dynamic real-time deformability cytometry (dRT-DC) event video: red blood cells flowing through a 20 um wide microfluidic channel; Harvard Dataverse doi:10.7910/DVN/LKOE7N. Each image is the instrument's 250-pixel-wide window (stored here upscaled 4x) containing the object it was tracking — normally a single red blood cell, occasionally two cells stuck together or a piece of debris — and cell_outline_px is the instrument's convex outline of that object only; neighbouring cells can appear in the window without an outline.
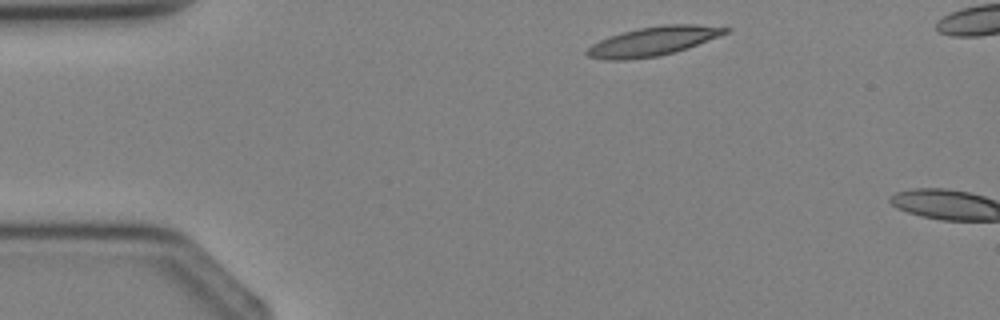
{"species": "Egyptian fruit bat (a non-hibernating species)", "species_latin": "Rousettus aegyptiacus", "temperature_condition": "cold", "stored_images_in_passage": 2, "camera_frame_rate_fps": 3000, "um_per_image_px": 0.085, "animal": {"sex": "female"}, "frame": {"image": 1, "passage_image": 1, "time_ms": 0.0, "image_size_px": [1000, 320], "cell_outline_px": [[732, 28], [728, 32], [720, 36], [688, 48], [656, 56], [624, 60], [604, 60], [588, 56], [584, 52], [592, 44], [608, 36], [620, 32], [660, 24], [696, 24]], "centroid_in_image_um": [55.5, 3.49], "position_along_channel_um": 29.5, "area_um2": 23.47}}